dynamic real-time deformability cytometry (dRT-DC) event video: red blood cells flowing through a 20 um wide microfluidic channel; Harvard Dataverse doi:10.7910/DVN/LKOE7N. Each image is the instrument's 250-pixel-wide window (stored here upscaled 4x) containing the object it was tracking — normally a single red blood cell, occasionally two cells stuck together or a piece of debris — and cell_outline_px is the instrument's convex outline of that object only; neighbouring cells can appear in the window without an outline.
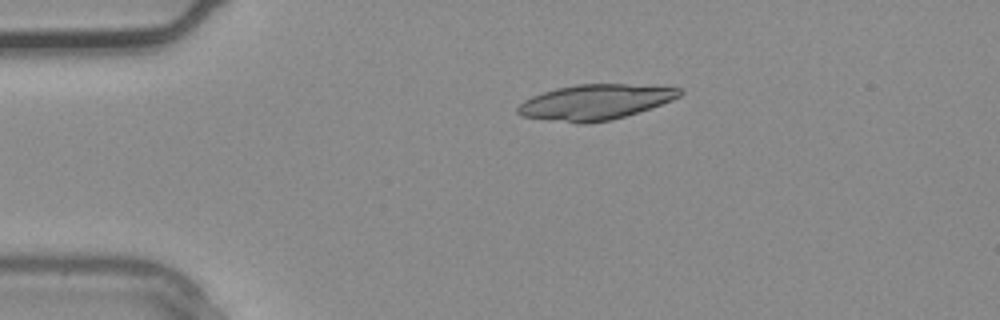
{"species": "common noctule bat (a hibernating species)", "species_latin": "Nyctalus noctula", "temperature_condition": "warm", "stored_images_in_passage": 4, "camera_frame_rate_fps": 3000, "um_per_image_px": 0.085, "animal": {"sex": "male", "body_mass_g": 20.4}, "frame": {"image": 1, "passage_image": 4, "time_ms": 1.0, "image_size_px": [1000, 320], "cell_outline_px": [[684, 92], [680, 96], [672, 100], [624, 116], [608, 120], [588, 124], [580, 124], [520, 116], [516, 112], [516, 108], [524, 100], [532, 96], [556, 88], [576, 84], [624, 84], [680, 88]], "centroid_in_image_um": [50.54, 8.68], "position_along_channel_um": 34.5, "area_um2": 33.0}}